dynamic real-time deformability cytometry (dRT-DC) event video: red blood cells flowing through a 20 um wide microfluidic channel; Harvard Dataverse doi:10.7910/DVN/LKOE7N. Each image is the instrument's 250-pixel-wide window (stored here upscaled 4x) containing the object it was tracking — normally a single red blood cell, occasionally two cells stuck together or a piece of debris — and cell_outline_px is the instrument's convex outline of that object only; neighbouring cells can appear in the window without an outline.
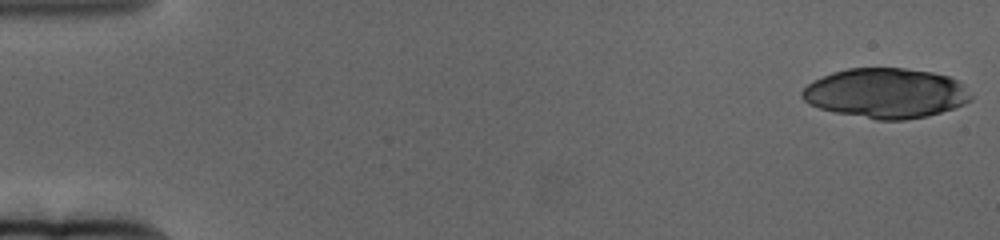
{"species": "human", "species_latin": "Homo sapiens", "temperature_condition": "cold", "stored_images_in_passage": 22, "camera_frame_rate_fps": 3000, "um_per_image_px": 0.085, "donor": {"sex": "female"}, "frame": {"image": 1, "passage_image": 1, "time_ms": 0.0, "image_size_px": [1000, 240], "cell_outline_px": [[972, 100], [964, 104], [928, 116], [904, 120], [876, 120], [836, 112], [820, 108], [808, 104], [800, 96], [800, 92], [812, 80], [832, 72], [848, 68], [904, 68], [932, 72], [948, 76], [956, 80], [972, 96]], "centroid_in_image_um": [75.26, 7.92], "position_along_channel_um": 9.7, "area_um2": 49.01}}
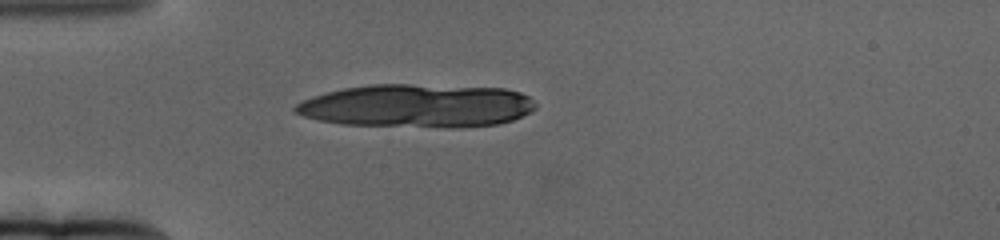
{"frame": {"image": 2, "passage_image": 18, "time_ms": 5.667, "image_size_px": [1000, 240], "cell_outline_px": [[536, 108], [512, 120], [496, 124], [460, 128], [448, 128], [340, 124], [320, 120], [304, 116], [292, 112], [292, 108], [300, 100], [312, 96], [344, 88], [368, 84], [408, 84], [504, 88], [520, 92], [528, 96], [536, 104]], "centroid_in_image_um": [35.4, 9.0], "position_along_channel_um": 49.6, "area_um2": 60.98}}